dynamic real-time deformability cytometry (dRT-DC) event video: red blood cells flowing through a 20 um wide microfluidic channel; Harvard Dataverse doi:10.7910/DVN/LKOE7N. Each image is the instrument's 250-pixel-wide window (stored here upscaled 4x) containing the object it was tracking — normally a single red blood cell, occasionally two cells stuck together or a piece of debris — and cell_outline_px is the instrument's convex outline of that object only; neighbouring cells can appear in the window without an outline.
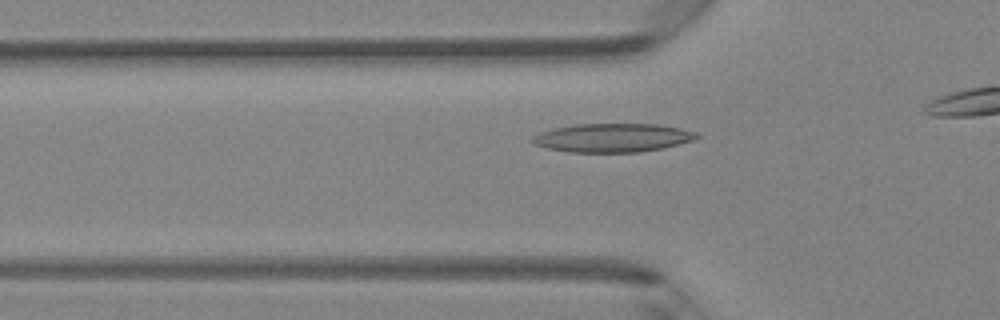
{"species": "Egyptian fruit bat (a non-hibernating species)", "species_latin": "Rousettus aegyptiacus", "temperature_condition": "room temperature", "stored_images_in_passage": 22, "camera_frame_rate_fps": 3000, "um_per_image_px": 0.085, "animal": {"sex": "female"}, "frame": {"image": 1, "passage_image": 11, "time_ms": 3.333, "image_size_px": [1000, 320], "cell_outline_px": [[700, 136], [692, 140], [660, 148], [640, 152], [568, 152], [548, 148], [532, 144], [528, 140], [532, 136], [540, 132], [552, 128], [576, 124], [656, 124], [680, 128], [696, 132]], "centroid_in_image_um": [51.98, 11.7], "position_along_channel_um": 73.8, "area_um2": 27.4}}
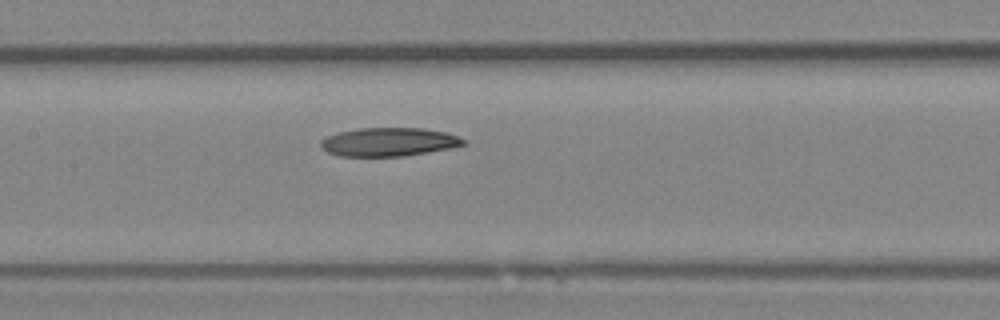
{"frame": {"image": 2, "passage_image": 18, "time_ms": 5.667, "image_size_px": [1000, 320], "cell_outline_px": [[468, 144], [452, 148], [404, 156], [340, 156], [328, 152], [320, 144], [320, 140], [328, 136], [340, 132], [356, 128], [424, 128], [444, 132], [456, 136], [464, 140]], "centroid_in_image_um": [33.07, 12.06], "position_along_channel_um": 174.3, "area_um2": 23.64}}
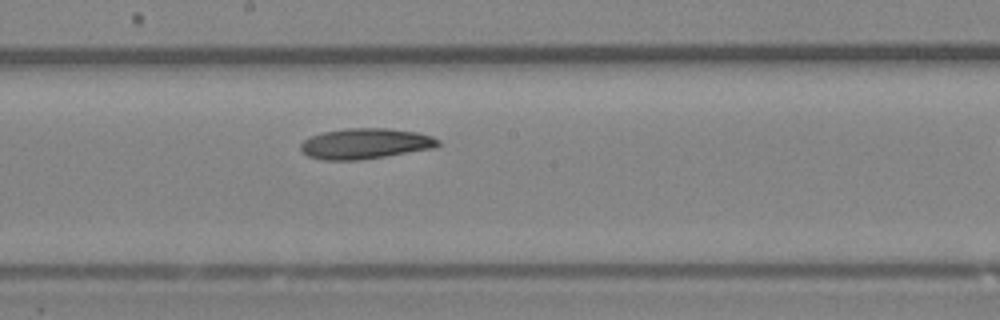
{"frame": {"image": 3, "passage_image": 21, "time_ms": 6.667, "image_size_px": [1000, 320], "cell_outline_px": [[440, 144], [436, 148], [384, 156], [356, 160], [324, 160], [308, 156], [300, 148], [300, 144], [308, 136], [324, 132], [344, 128], [388, 128], [416, 132], [432, 136], [440, 140]], "centroid_in_image_um": [31.05, 12.2], "position_along_channel_um": 217.1, "area_um2": 24.51}}